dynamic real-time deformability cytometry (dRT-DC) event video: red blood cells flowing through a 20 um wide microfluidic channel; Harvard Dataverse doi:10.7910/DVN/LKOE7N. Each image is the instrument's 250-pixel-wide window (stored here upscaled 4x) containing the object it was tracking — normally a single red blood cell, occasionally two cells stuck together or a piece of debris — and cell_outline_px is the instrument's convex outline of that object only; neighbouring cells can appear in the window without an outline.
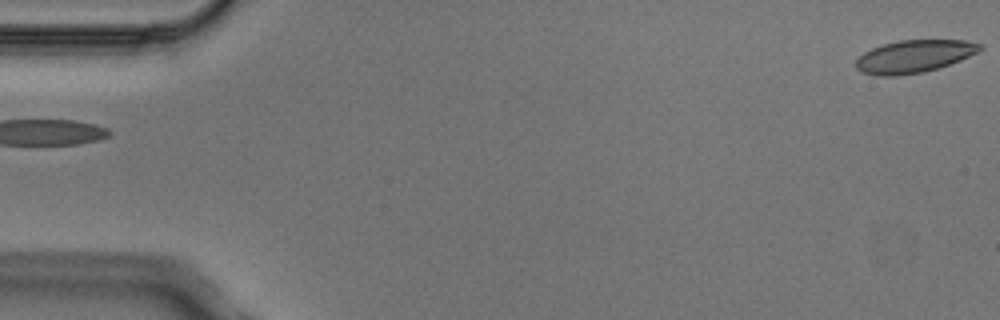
{"species": "Egyptian fruit bat (a non-hibernating species)", "species_latin": "Rousettus aegyptiacus", "temperature_condition": "cold", "stored_images_in_passage": 5, "camera_frame_rate_fps": 3000, "um_per_image_px": 0.085, "animal": {"sex": "male"}, "frame": {"image": 1, "passage_image": 1, "time_ms": 0.0, "image_size_px": [1000, 320], "cell_outline_px": [[984, 48], [960, 60], [924, 72], [896, 76], [876, 76], [860, 72], [856, 68], [856, 60], [864, 52], [872, 48], [884, 44], [900, 40], [964, 40], [984, 44]], "centroid_in_image_um": [77.68, 4.79], "position_along_channel_um": 7.3, "area_um2": 23.52}}